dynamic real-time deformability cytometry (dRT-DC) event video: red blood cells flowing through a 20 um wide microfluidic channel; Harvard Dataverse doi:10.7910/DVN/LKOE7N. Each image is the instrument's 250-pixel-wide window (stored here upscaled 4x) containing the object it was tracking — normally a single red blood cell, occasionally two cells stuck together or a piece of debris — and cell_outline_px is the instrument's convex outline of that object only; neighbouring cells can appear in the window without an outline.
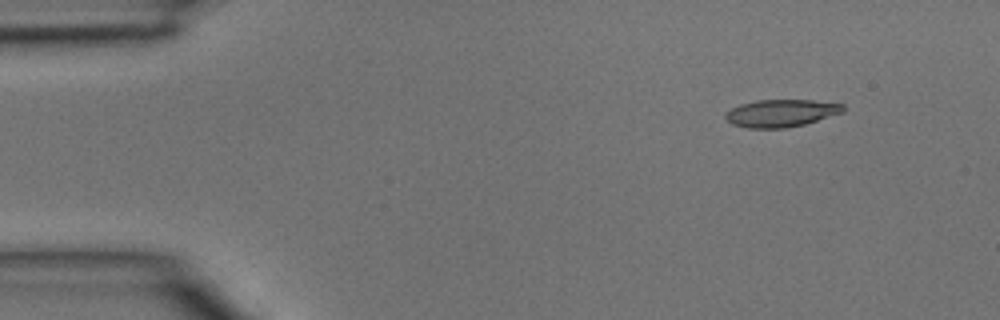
{"species": "common noctule bat (a hibernating species)", "species_latin": "Nyctalus noctula", "temperature_condition": "room temperature", "stored_images_in_passage": 4, "camera_frame_rate_fps": 3000, "um_per_image_px": 0.085, "animal": {"sex": "male", "body_mass_g": 15.6}, "frame": {"image": 1, "passage_image": 2, "time_ms": 0.333, "image_size_px": [1000, 320], "cell_outline_px": [[844, 112], [804, 124], [784, 128], [748, 128], [732, 124], [724, 116], [732, 108], [740, 104], [756, 100], [812, 100], [844, 104]], "centroid_in_image_um": [66.4, 9.61], "position_along_channel_um": 18.6, "area_um2": 18.67}}